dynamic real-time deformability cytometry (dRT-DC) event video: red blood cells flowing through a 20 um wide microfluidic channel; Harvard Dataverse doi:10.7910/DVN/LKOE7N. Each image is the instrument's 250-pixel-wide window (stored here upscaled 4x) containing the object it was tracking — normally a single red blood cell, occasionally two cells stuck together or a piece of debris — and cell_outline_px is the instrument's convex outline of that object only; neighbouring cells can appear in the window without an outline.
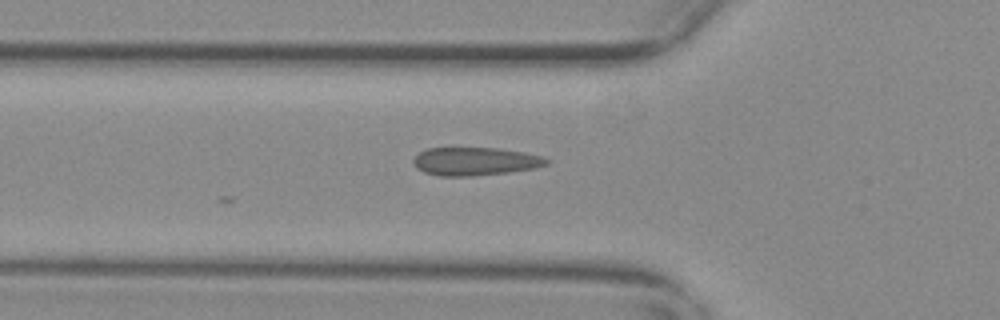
{"species": "common noctule bat (a hibernating species)", "species_latin": "Nyctalus noctula", "temperature_condition": "warm", "stored_images_in_passage": 3, "camera_frame_rate_fps": 3000, "um_per_image_px": 0.085, "animal": {"sex": "female", "body_mass_g": 29.2, "forearm_length_mm": 56.3}, "frame": {"image": 1, "passage_image": 3, "time_ms": 0.667, "image_size_px": [1000, 320], "cell_outline_px": [[552, 160], [548, 164], [532, 168], [508, 172], [472, 176], [440, 176], [424, 172], [416, 168], [412, 160], [420, 152], [428, 148], [496, 148], [524, 152], [544, 156]], "centroid_in_image_um": [40.4, 13.71], "position_along_channel_um": 85.4, "area_um2": 21.85}}